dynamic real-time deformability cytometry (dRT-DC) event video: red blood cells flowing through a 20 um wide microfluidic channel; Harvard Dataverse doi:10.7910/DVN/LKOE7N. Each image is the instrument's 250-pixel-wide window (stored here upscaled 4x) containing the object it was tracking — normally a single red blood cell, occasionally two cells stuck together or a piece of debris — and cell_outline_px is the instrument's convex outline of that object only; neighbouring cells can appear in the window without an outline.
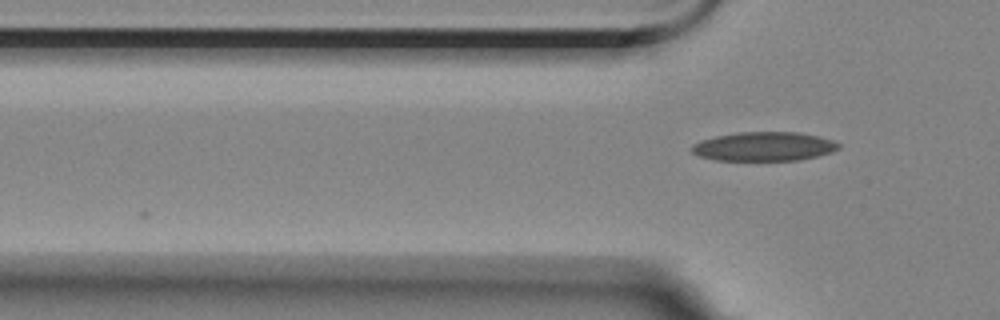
{"species": "Egyptian fruit bat (a non-hibernating species)", "species_latin": "Rousettus aegyptiacus", "temperature_condition": "room temperature", "stored_images_in_passage": 4, "camera_frame_rate_fps": 3000, "um_per_image_px": 0.085, "animal": {"sex": "female"}, "frame": {"image": 1, "passage_image": 4, "time_ms": 4.333, "image_size_px": [1000, 320], "cell_outline_px": [[840, 148], [832, 152], [800, 160], [712, 160], [700, 156], [692, 152], [692, 144], [700, 140], [716, 136], [740, 132], [800, 132], [820, 136], [832, 140], [840, 144]], "centroid_in_image_um": [64.95, 12.44], "position_along_channel_um": 60.8, "area_um2": 24.91}}